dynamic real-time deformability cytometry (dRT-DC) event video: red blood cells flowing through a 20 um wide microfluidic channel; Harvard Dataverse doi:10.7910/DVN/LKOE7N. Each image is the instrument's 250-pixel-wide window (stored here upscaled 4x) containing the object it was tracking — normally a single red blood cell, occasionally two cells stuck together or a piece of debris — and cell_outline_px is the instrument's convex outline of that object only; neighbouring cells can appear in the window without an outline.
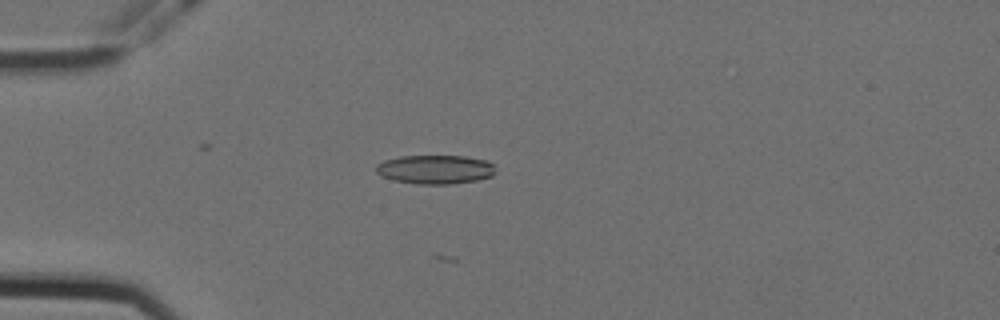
{"species": "Egyptian fruit bat (a non-hibernating species)", "species_latin": "Rousettus aegyptiacus", "temperature_condition": "cold", "stored_images_in_passage": 26, "camera_frame_rate_fps": 3000, "um_per_image_px": 0.085, "animal": {"sex": "female"}, "frame": {"image": 1, "passage_image": 10, "time_ms": 3.0, "image_size_px": [1000, 320], "cell_outline_px": [[496, 172], [492, 176], [476, 180], [448, 184], [416, 184], [392, 180], [380, 176], [376, 172], [376, 164], [384, 160], [400, 156], [464, 156], [488, 160], [492, 164]], "centroid_in_image_um": [36.97, 14.4], "position_along_channel_um": 48.0, "area_um2": 20.29}}
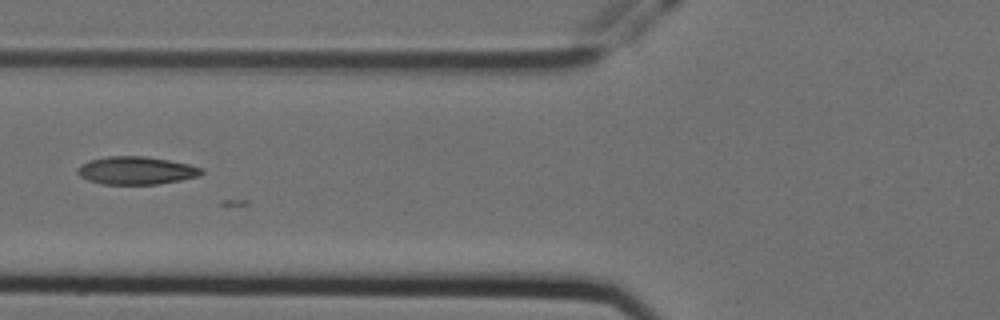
{"frame": {"image": 2, "passage_image": 17, "time_ms": 5.333, "image_size_px": [1000, 320], "cell_outline_px": [[204, 172], [200, 176], [180, 180], [156, 184], [104, 184], [88, 180], [80, 176], [76, 172], [76, 168], [80, 164], [88, 160], [108, 156], [144, 156], [168, 160], [188, 164], [204, 168]], "centroid_in_image_um": [11.56, 14.49], "position_along_channel_um": 114.2, "area_um2": 20.23}}
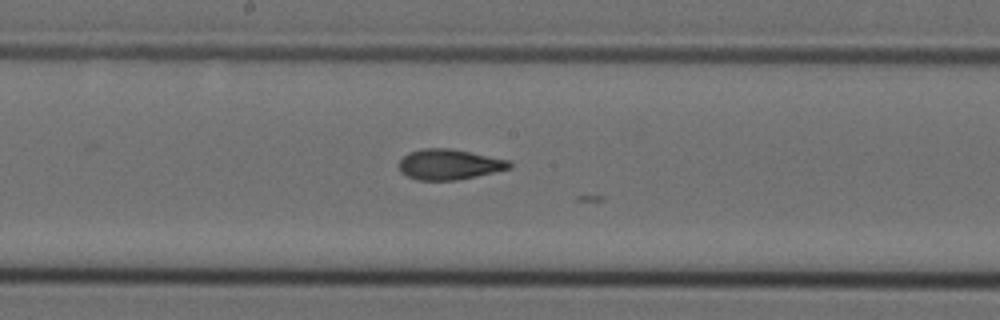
{"frame": {"image": 3, "passage_image": 25, "time_ms": 8.0, "image_size_px": [1000, 320], "cell_outline_px": [[512, 168], [476, 176], [456, 180], [416, 180], [400, 172], [400, 160], [408, 152], [420, 148], [452, 148], [508, 160], [512, 164]], "centroid_in_image_um": [38.17, 13.97], "position_along_channel_um": 210.0, "area_um2": 19.59}}